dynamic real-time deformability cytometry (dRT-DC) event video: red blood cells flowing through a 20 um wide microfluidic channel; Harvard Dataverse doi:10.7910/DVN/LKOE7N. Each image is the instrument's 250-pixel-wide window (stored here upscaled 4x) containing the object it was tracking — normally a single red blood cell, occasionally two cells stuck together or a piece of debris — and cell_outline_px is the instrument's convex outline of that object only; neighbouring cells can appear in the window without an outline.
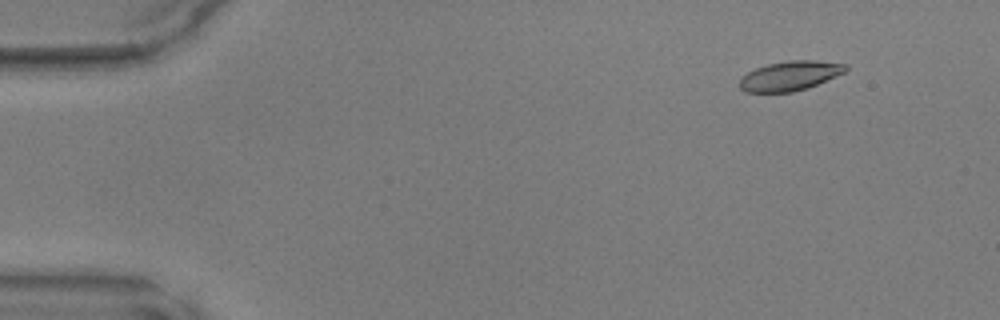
{"species": "common noctule bat (a hibernating species)", "species_latin": "Nyctalus noctula", "temperature_condition": "warm", "stored_images_in_passage": 45, "camera_frame_rate_fps": 3000, "um_per_image_px": 0.085, "animal": {"sex": "male", "body_mass_g": 17.9, "forearm_length_mm": 54.2}, "frame": {"image": 1, "passage_image": 2, "time_ms": 0.333, "image_size_px": [1000, 320], "cell_outline_px": [[848, 68], [844, 72], [808, 88], [792, 92], [744, 92], [740, 88], [740, 80], [748, 72], [756, 68], [768, 64], [788, 60], [812, 60], [848, 64]], "centroid_in_image_um": [67.15, 6.44], "position_along_channel_um": 17.9, "area_um2": 18.09}}
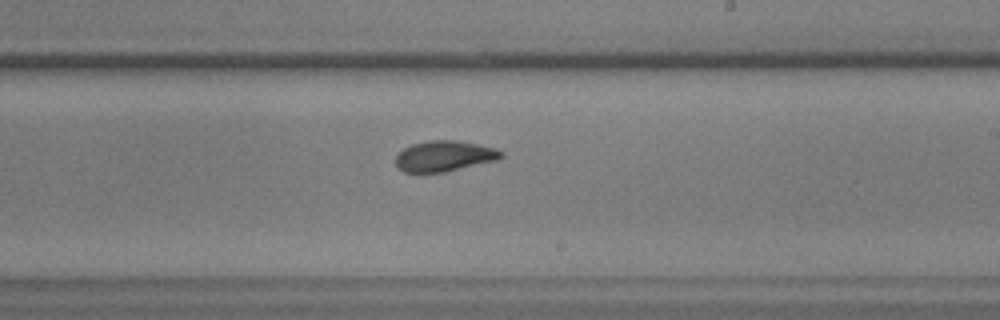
{"frame": {"image": 2, "passage_image": 26, "time_ms": 8.333, "image_size_px": [1000, 320], "cell_outline_px": [[504, 156], [496, 160], [444, 172], [404, 172], [396, 168], [396, 156], [404, 148], [412, 144], [428, 140], [456, 140], [496, 148], [504, 152]], "centroid_in_image_um": [37.76, 13.26], "position_along_channel_um": 251.2, "area_um2": 18.79}}
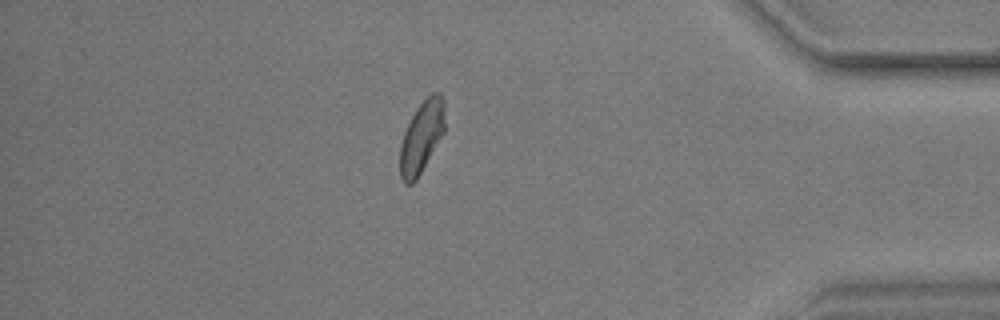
{"frame": {"image": 3, "passage_image": 39, "time_ms": 12.667, "image_size_px": [1000, 320], "cell_outline_px": [[444, 132], [416, 180], [412, 184], [404, 184], [400, 176], [400, 144], [404, 132], [416, 108], [432, 92], [440, 92], [444, 100]], "centroid_in_image_um": [35.83, 11.63], "position_along_channel_um": 399.4, "area_um2": 18.61}}